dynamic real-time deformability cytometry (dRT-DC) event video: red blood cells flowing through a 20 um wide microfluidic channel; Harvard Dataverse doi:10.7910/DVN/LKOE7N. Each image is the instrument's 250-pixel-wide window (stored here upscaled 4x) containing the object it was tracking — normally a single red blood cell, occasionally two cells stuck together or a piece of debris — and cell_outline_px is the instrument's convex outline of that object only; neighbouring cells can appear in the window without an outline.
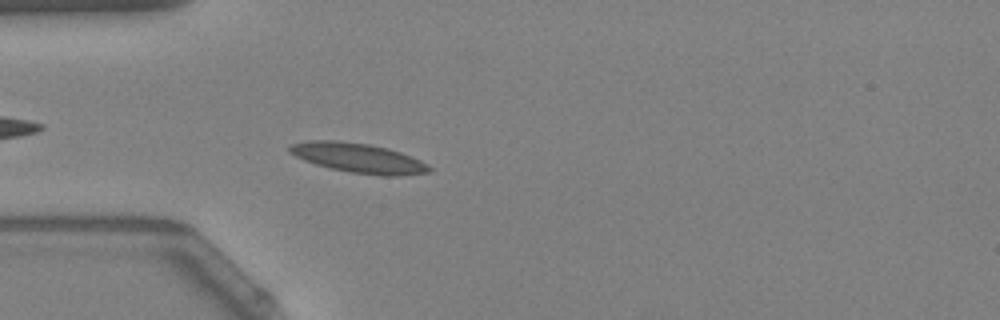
{"species": "Egyptian fruit bat (a non-hibernating species)", "species_latin": "Rousettus aegyptiacus", "temperature_condition": "warm", "stored_images_in_passage": 54, "camera_frame_rate_fps": 3000, "um_per_image_px": 0.085, "animal": {"sex": "female"}, "frame": {"image": 1, "passage_image": 16, "time_ms": 5.0, "image_size_px": [1000, 320], "cell_outline_px": [[432, 168], [428, 172], [396, 176], [380, 176], [352, 172], [328, 168], [304, 160], [288, 152], [288, 144], [308, 140], [336, 140], [368, 144], [388, 148], [400, 152], [420, 160], [428, 164]], "centroid_in_image_um": [30.42, 13.42], "position_along_channel_um": 54.6, "area_um2": 24.16}, "authors_computed_cell_mechanics": {"area_um2": 21.1548, "velocity_mm_per_s": 3.7426, "shape_relaxation_time_tau1_ms": 6.795, "shape_relaxation_time_tau2_ms": 4.2309, "deformation_change_tau1": 0.1493, "deformation_change_tau2": 0.0939}}